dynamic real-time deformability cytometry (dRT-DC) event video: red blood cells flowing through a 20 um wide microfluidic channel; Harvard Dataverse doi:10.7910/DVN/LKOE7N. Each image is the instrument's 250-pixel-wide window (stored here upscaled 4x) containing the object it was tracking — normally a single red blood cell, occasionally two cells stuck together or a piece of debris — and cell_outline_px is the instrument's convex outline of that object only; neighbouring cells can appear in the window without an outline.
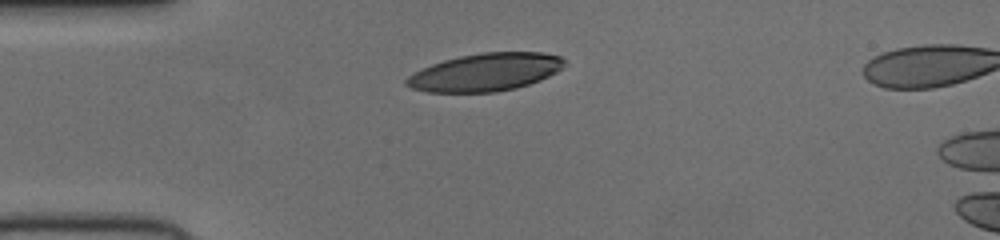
{"species": "human", "species_latin": "Homo sapiens", "temperature_condition": "cold", "stored_images_in_passage": 39, "camera_frame_rate_fps": 3000, "um_per_image_px": 0.085, "donor": {"sex": "female"}, "frame": {"image": 1, "passage_image": 1, "time_ms": 0.0, "image_size_px": [1000, 240], "cell_outline_px": [[564, 64], [556, 72], [540, 80], [516, 88], [496, 92], [428, 92], [412, 88], [404, 84], [404, 80], [408, 76], [432, 64], [444, 60], [460, 56], [484, 52], [544, 52], [560, 56], [564, 60]], "centroid_in_image_um": [41.25, 6.14], "position_along_channel_um": 43.7, "area_um2": 34.56}}
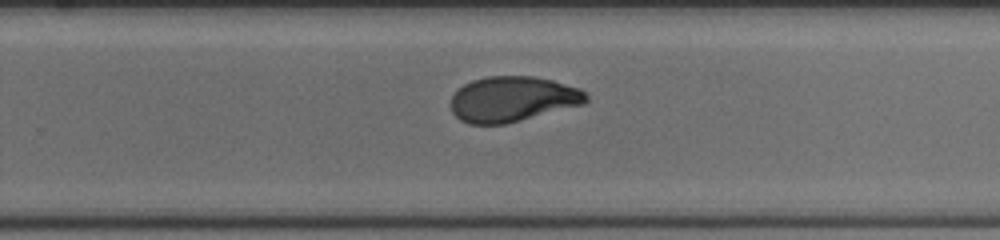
{"frame": {"image": 2, "passage_image": 21, "time_ms": 6.667, "image_size_px": [1000, 240], "cell_outline_px": [[588, 100], [584, 104], [504, 124], [468, 124], [460, 120], [452, 112], [448, 104], [452, 96], [464, 84], [472, 80], [488, 76], [532, 76], [552, 80], [580, 88], [588, 96]], "centroid_in_image_um": [43.54, 8.42], "position_along_channel_um": 286.3, "area_um2": 35.78}}
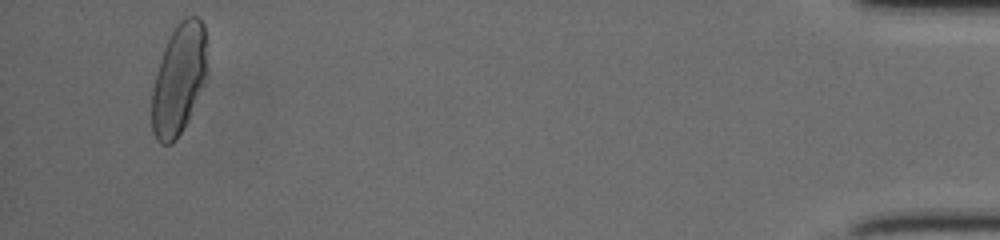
{"frame": {"image": 3, "passage_image": 37, "time_ms": 12.0, "image_size_px": [1000, 240], "cell_outline_px": [[208, 72], [204, 84], [188, 120], [180, 132], [168, 144], [160, 144], [156, 140], [152, 132], [152, 88], [160, 60], [164, 48], [176, 24], [184, 16], [196, 16], [204, 24]], "centroid_in_image_um": [15.21, 6.7], "position_along_channel_um": 420.0, "area_um2": 35.6}}